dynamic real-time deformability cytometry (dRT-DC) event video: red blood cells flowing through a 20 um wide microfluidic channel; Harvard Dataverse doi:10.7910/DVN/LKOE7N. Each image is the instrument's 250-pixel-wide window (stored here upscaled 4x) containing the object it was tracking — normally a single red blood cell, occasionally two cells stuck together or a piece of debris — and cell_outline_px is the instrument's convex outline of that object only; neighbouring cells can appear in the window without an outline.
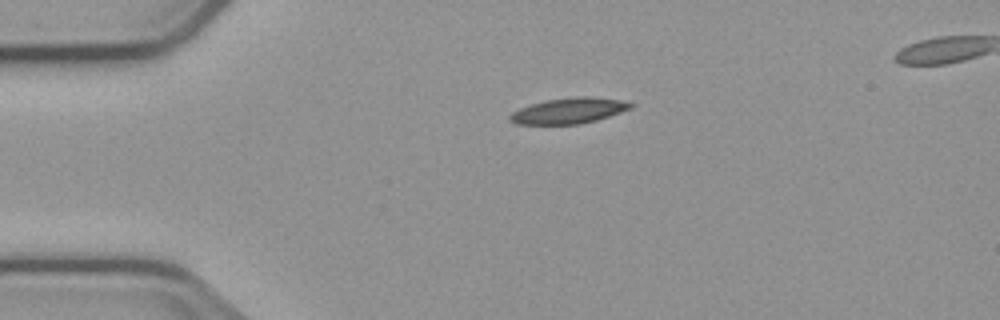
{"species": "common noctule bat (a hibernating species)", "species_latin": "Nyctalus noctula", "temperature_condition": "cold", "stored_images_in_passage": 2, "camera_frame_rate_fps": 3000, "um_per_image_px": 0.085, "animal": {"sex": "male", "body_mass_g": 23.1, "forearm_length_mm": 52.7}, "frame": {"image": 1, "passage_image": 1, "time_ms": 0.0, "image_size_px": [1000, 320], "cell_outline_px": [[636, 104], [632, 108], [596, 120], [580, 124], [516, 124], [508, 120], [508, 116], [512, 112], [520, 108], [544, 100], [576, 96], [592, 96], [620, 100]], "centroid_in_image_um": [48.34, 9.4], "position_along_channel_um": 36.7, "area_um2": 18.15}}